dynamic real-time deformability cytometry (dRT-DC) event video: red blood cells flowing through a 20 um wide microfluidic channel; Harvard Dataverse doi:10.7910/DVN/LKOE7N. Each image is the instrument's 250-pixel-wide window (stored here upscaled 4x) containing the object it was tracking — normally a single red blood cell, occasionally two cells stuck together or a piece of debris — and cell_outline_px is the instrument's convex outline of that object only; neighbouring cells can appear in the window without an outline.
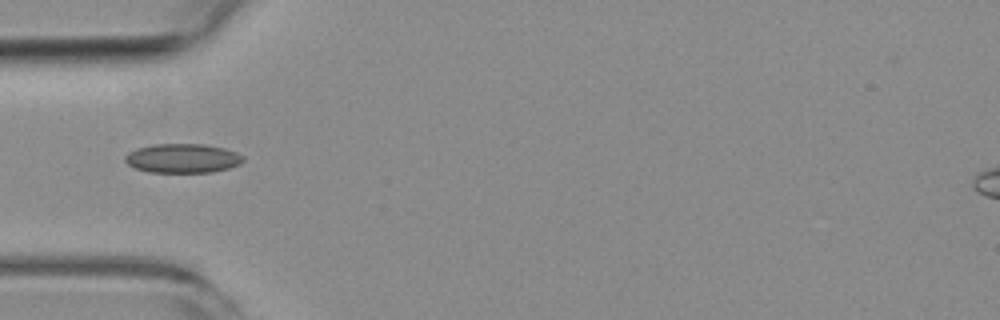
{"species": "common noctule bat (a hibernating species)", "species_latin": "Nyctalus noctula", "temperature_condition": "room temperature", "stored_images_in_passage": 7, "camera_frame_rate_fps": 3000, "um_per_image_px": 0.085, "animal": {"sex": "female", "body_mass_g": 19.3, "forearm_length_mm": 54.1}, "frame": {"image": 1, "passage_image": 5, "time_ms": 5.333, "image_size_px": [1000, 320], "cell_outline_px": [[244, 160], [240, 164], [228, 168], [212, 172], [148, 172], [136, 168], [128, 164], [124, 160], [124, 156], [128, 152], [136, 148], [152, 144], [204, 144], [224, 148], [236, 152], [244, 156]], "centroid_in_image_um": [15.51, 13.45], "position_along_channel_um": 69.5, "area_um2": 20.17}}
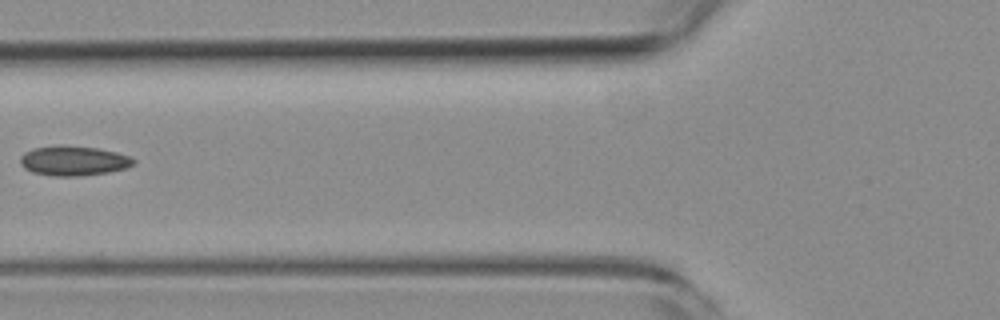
{"frame": {"image": 2, "passage_image": 6, "time_ms": 6.667, "image_size_px": [1000, 320], "cell_outline_px": [[136, 164], [128, 168], [108, 172], [80, 176], [52, 176], [32, 172], [24, 168], [20, 164], [20, 156], [24, 152], [32, 148], [60, 144], [96, 148], [116, 152], [128, 156], [136, 160]], "centroid_in_image_um": [6.24, 13.66], "position_along_channel_um": 119.6, "area_um2": 19.94}}
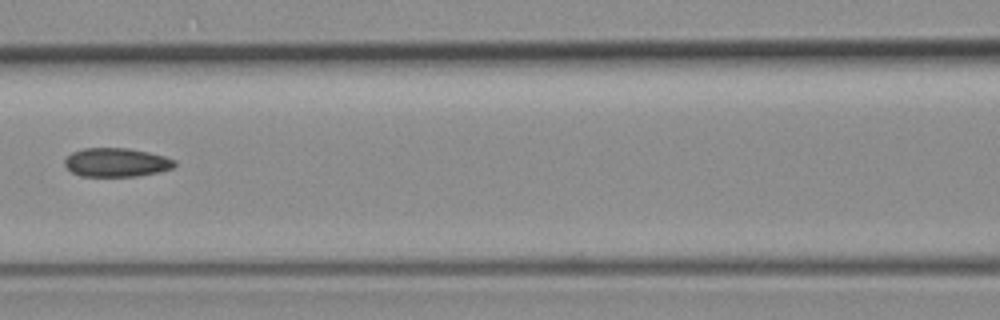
{"frame": {"image": 3, "passage_image": 7, "time_ms": 7.667, "image_size_px": [1000, 320], "cell_outline_px": [[176, 164], [172, 168], [156, 172], [136, 176], [80, 176], [72, 172], [64, 164], [64, 160], [72, 152], [84, 148], [128, 148], [148, 152], [164, 156], [176, 160]], "centroid_in_image_um": [9.88, 13.8], "position_along_channel_um": 156.7, "area_um2": 18.32}}